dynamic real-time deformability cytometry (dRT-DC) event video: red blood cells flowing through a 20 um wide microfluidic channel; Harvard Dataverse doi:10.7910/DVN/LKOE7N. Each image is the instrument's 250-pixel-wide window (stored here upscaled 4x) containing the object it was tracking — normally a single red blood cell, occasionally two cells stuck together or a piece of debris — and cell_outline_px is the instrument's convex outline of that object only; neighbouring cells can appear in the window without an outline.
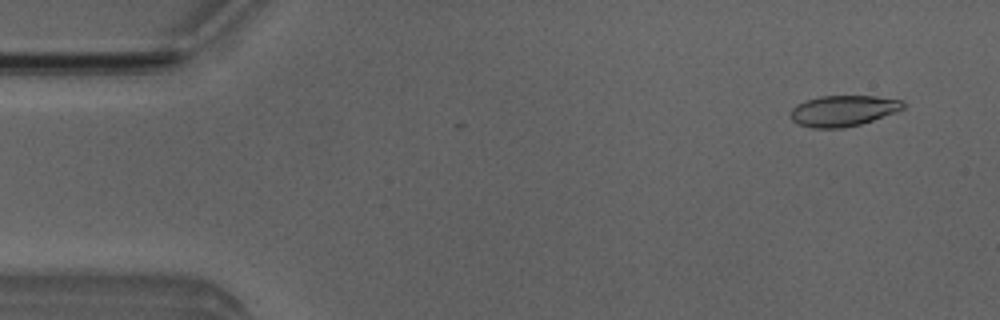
{"species": "Egyptian fruit bat (a non-hibernating species)", "species_latin": "Rousettus aegyptiacus", "temperature_condition": "room temperature", "stored_images_in_passage": 5, "camera_frame_rate_fps": 3000, "um_per_image_px": 0.085, "animal": {"sex": "male"}, "frame": {"image": 1, "passage_image": 1, "time_ms": 0.0, "image_size_px": [1000, 320], "cell_outline_px": [[904, 108], [896, 112], [860, 124], [844, 128], [812, 128], [796, 124], [788, 116], [792, 108], [796, 104], [804, 100], [820, 96], [876, 96], [904, 100]], "centroid_in_image_um": [71.62, 9.41], "position_along_channel_um": 13.4, "area_um2": 20.52}}